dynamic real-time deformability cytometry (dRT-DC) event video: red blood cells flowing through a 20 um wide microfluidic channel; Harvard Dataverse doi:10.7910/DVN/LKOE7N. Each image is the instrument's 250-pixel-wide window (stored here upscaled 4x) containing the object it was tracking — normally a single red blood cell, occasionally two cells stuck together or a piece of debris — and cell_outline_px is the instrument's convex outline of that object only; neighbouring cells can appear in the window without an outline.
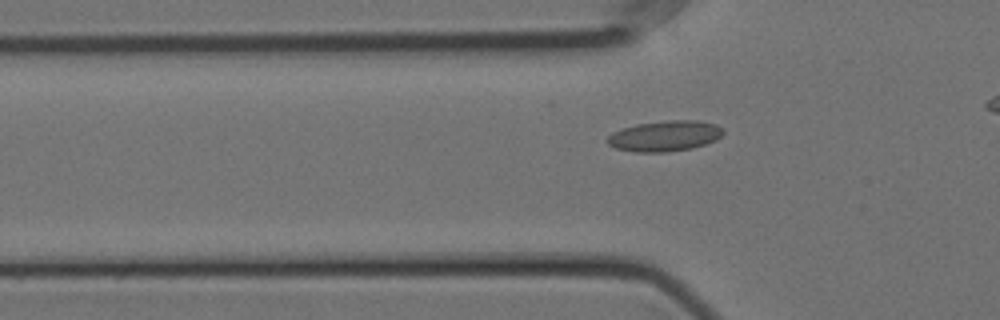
{"species": "Egyptian fruit bat (a non-hibernating species)", "species_latin": "Rousettus aegyptiacus", "temperature_condition": "cold", "stored_images_in_passage": 45, "camera_frame_rate_fps": 3000, "um_per_image_px": 0.085, "animal": {"sex": "female"}, "frame": {"image": 1, "passage_image": 16, "time_ms": 5.0, "image_size_px": [1000, 320], "cell_outline_px": [[724, 132], [716, 140], [692, 148], [668, 152], [636, 152], [616, 148], [608, 144], [604, 140], [612, 132], [636, 124], [668, 120], [696, 120], [716, 124], [724, 128]], "centroid_in_image_um": [56.5, 11.55], "position_along_channel_um": 69.3, "area_um2": 20.75}}
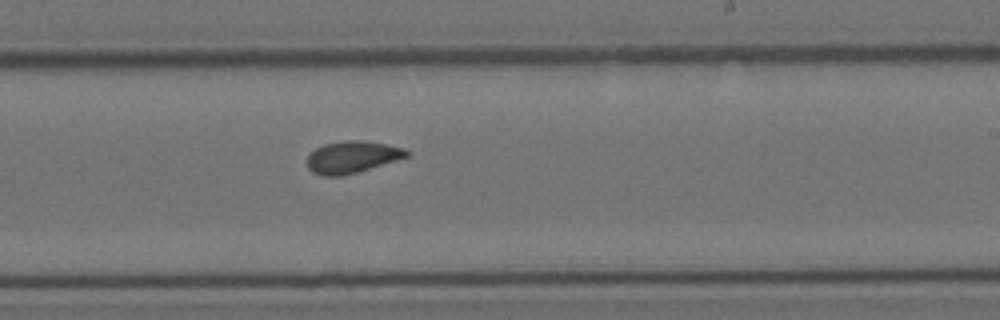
{"frame": {"image": 2, "passage_image": 32, "time_ms": 10.333, "image_size_px": [1000, 320], "cell_outline_px": [[412, 152], [408, 156], [396, 160], [356, 172], [340, 176], [324, 176], [312, 172], [308, 168], [308, 152], [324, 144], [344, 140], [360, 140], [384, 144], [404, 148]], "centroid_in_image_um": [29.9, 13.34], "position_along_channel_um": 259.1, "area_um2": 18.38}}
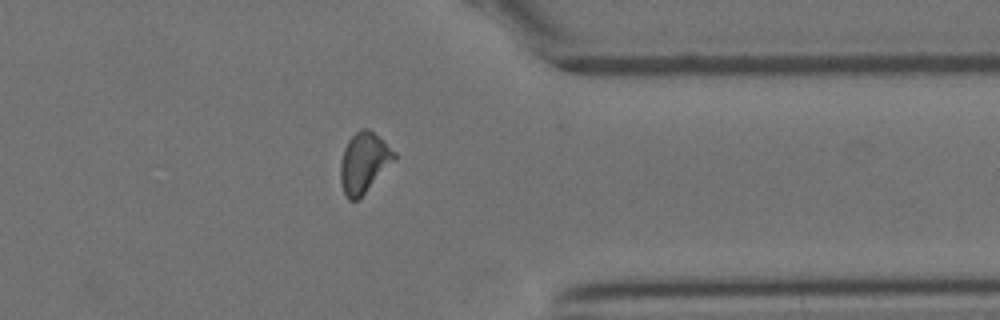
{"frame": {"image": 3, "passage_image": 43, "time_ms": 14.0, "image_size_px": [1000, 320], "cell_outline_px": [[396, 156], [364, 192], [356, 200], [348, 200], [344, 196], [340, 180], [340, 160], [344, 148], [348, 140], [360, 128], [368, 128], [384, 140], [396, 152]], "centroid_in_image_um": [30.88, 13.78], "position_along_channel_um": 380.5, "area_um2": 18.5}}